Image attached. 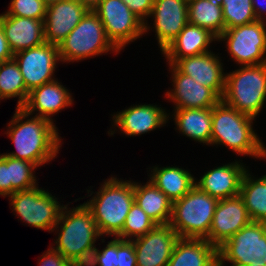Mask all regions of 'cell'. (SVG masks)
Instances as JSON below:
<instances>
[{
  "mask_svg": "<svg viewBox=\"0 0 266 266\" xmlns=\"http://www.w3.org/2000/svg\"><path fill=\"white\" fill-rule=\"evenodd\" d=\"M22 107L16 111L8 124L7 134L15 145L16 152L6 153L15 159L29 161L38 167L50 162L59 153L61 137L52 121L34 116L30 117ZM24 122L23 119H26Z\"/></svg>",
  "mask_w": 266,
  "mask_h": 266,
  "instance_id": "6da1fadb",
  "label": "cell"
},
{
  "mask_svg": "<svg viewBox=\"0 0 266 266\" xmlns=\"http://www.w3.org/2000/svg\"><path fill=\"white\" fill-rule=\"evenodd\" d=\"M67 206L68 204L63 206L53 229V231L60 229L58 238L54 242L56 246L53 248L74 266H86L96 249L95 241L101 234L91 211L84 203L70 210Z\"/></svg>",
  "mask_w": 266,
  "mask_h": 266,
  "instance_id": "7a4b0ae2",
  "label": "cell"
},
{
  "mask_svg": "<svg viewBox=\"0 0 266 266\" xmlns=\"http://www.w3.org/2000/svg\"><path fill=\"white\" fill-rule=\"evenodd\" d=\"M252 120L221 99L212 107L210 145H224L240 156L266 158V147L254 132Z\"/></svg>",
  "mask_w": 266,
  "mask_h": 266,
  "instance_id": "3957f363",
  "label": "cell"
},
{
  "mask_svg": "<svg viewBox=\"0 0 266 266\" xmlns=\"http://www.w3.org/2000/svg\"><path fill=\"white\" fill-rule=\"evenodd\" d=\"M85 206L91 211L101 236L117 237L134 203V182L107 179Z\"/></svg>",
  "mask_w": 266,
  "mask_h": 266,
  "instance_id": "277c9868",
  "label": "cell"
},
{
  "mask_svg": "<svg viewBox=\"0 0 266 266\" xmlns=\"http://www.w3.org/2000/svg\"><path fill=\"white\" fill-rule=\"evenodd\" d=\"M222 100L241 113L257 117L266 100V63L227 73Z\"/></svg>",
  "mask_w": 266,
  "mask_h": 266,
  "instance_id": "5b68a950",
  "label": "cell"
},
{
  "mask_svg": "<svg viewBox=\"0 0 266 266\" xmlns=\"http://www.w3.org/2000/svg\"><path fill=\"white\" fill-rule=\"evenodd\" d=\"M218 201L195 185L181 199L173 202L169 225L179 238L206 239Z\"/></svg>",
  "mask_w": 266,
  "mask_h": 266,
  "instance_id": "8992f818",
  "label": "cell"
},
{
  "mask_svg": "<svg viewBox=\"0 0 266 266\" xmlns=\"http://www.w3.org/2000/svg\"><path fill=\"white\" fill-rule=\"evenodd\" d=\"M61 62H74L99 54L120 51L108 39L105 28L94 11H87L79 24L58 45Z\"/></svg>",
  "mask_w": 266,
  "mask_h": 266,
  "instance_id": "52a82bcc",
  "label": "cell"
},
{
  "mask_svg": "<svg viewBox=\"0 0 266 266\" xmlns=\"http://www.w3.org/2000/svg\"><path fill=\"white\" fill-rule=\"evenodd\" d=\"M266 265V223L251 222L218 248V266Z\"/></svg>",
  "mask_w": 266,
  "mask_h": 266,
  "instance_id": "ba28073f",
  "label": "cell"
},
{
  "mask_svg": "<svg viewBox=\"0 0 266 266\" xmlns=\"http://www.w3.org/2000/svg\"><path fill=\"white\" fill-rule=\"evenodd\" d=\"M13 212L32 227L52 231L58 222L64 205L57 198L39 186L18 191L8 196Z\"/></svg>",
  "mask_w": 266,
  "mask_h": 266,
  "instance_id": "9c48e42d",
  "label": "cell"
},
{
  "mask_svg": "<svg viewBox=\"0 0 266 266\" xmlns=\"http://www.w3.org/2000/svg\"><path fill=\"white\" fill-rule=\"evenodd\" d=\"M266 22L254 21L249 24L225 29L218 41H226L227 50L233 61L241 66L266 63Z\"/></svg>",
  "mask_w": 266,
  "mask_h": 266,
  "instance_id": "30bf717a",
  "label": "cell"
},
{
  "mask_svg": "<svg viewBox=\"0 0 266 266\" xmlns=\"http://www.w3.org/2000/svg\"><path fill=\"white\" fill-rule=\"evenodd\" d=\"M93 11L119 51L144 34V22L121 0H101Z\"/></svg>",
  "mask_w": 266,
  "mask_h": 266,
  "instance_id": "8fae6325",
  "label": "cell"
},
{
  "mask_svg": "<svg viewBox=\"0 0 266 266\" xmlns=\"http://www.w3.org/2000/svg\"><path fill=\"white\" fill-rule=\"evenodd\" d=\"M28 92L55 80L56 64L60 61L58 45L43 43L13 55Z\"/></svg>",
  "mask_w": 266,
  "mask_h": 266,
  "instance_id": "7c38bea8",
  "label": "cell"
},
{
  "mask_svg": "<svg viewBox=\"0 0 266 266\" xmlns=\"http://www.w3.org/2000/svg\"><path fill=\"white\" fill-rule=\"evenodd\" d=\"M252 222L240 195L219 200L206 238L217 249Z\"/></svg>",
  "mask_w": 266,
  "mask_h": 266,
  "instance_id": "4fadbf2b",
  "label": "cell"
},
{
  "mask_svg": "<svg viewBox=\"0 0 266 266\" xmlns=\"http://www.w3.org/2000/svg\"><path fill=\"white\" fill-rule=\"evenodd\" d=\"M178 234L169 225H157L133 241L137 266H167Z\"/></svg>",
  "mask_w": 266,
  "mask_h": 266,
  "instance_id": "5bb4252c",
  "label": "cell"
},
{
  "mask_svg": "<svg viewBox=\"0 0 266 266\" xmlns=\"http://www.w3.org/2000/svg\"><path fill=\"white\" fill-rule=\"evenodd\" d=\"M151 16L154 19L155 36L163 52L188 24V2L154 0Z\"/></svg>",
  "mask_w": 266,
  "mask_h": 266,
  "instance_id": "9a60e30c",
  "label": "cell"
},
{
  "mask_svg": "<svg viewBox=\"0 0 266 266\" xmlns=\"http://www.w3.org/2000/svg\"><path fill=\"white\" fill-rule=\"evenodd\" d=\"M169 67L174 88L166 92V97L175 104V109L212 108L221 100L211 88L181 73L173 64Z\"/></svg>",
  "mask_w": 266,
  "mask_h": 266,
  "instance_id": "2e32d148",
  "label": "cell"
},
{
  "mask_svg": "<svg viewBox=\"0 0 266 266\" xmlns=\"http://www.w3.org/2000/svg\"><path fill=\"white\" fill-rule=\"evenodd\" d=\"M220 57L209 51L197 56L178 59L173 65L197 83L211 88L221 99L225 92L226 73Z\"/></svg>",
  "mask_w": 266,
  "mask_h": 266,
  "instance_id": "e0dca14e",
  "label": "cell"
},
{
  "mask_svg": "<svg viewBox=\"0 0 266 266\" xmlns=\"http://www.w3.org/2000/svg\"><path fill=\"white\" fill-rule=\"evenodd\" d=\"M87 11L76 0H62L49 5L44 20L45 42L59 45L79 24Z\"/></svg>",
  "mask_w": 266,
  "mask_h": 266,
  "instance_id": "ac0fdd59",
  "label": "cell"
},
{
  "mask_svg": "<svg viewBox=\"0 0 266 266\" xmlns=\"http://www.w3.org/2000/svg\"><path fill=\"white\" fill-rule=\"evenodd\" d=\"M112 116L114 126L127 136H136L153 131L164 126L170 118L165 109L153 104L131 106Z\"/></svg>",
  "mask_w": 266,
  "mask_h": 266,
  "instance_id": "d6986e66",
  "label": "cell"
},
{
  "mask_svg": "<svg viewBox=\"0 0 266 266\" xmlns=\"http://www.w3.org/2000/svg\"><path fill=\"white\" fill-rule=\"evenodd\" d=\"M238 161L207 171L195 185L218 200L240 194V186L246 168Z\"/></svg>",
  "mask_w": 266,
  "mask_h": 266,
  "instance_id": "ffe728a7",
  "label": "cell"
},
{
  "mask_svg": "<svg viewBox=\"0 0 266 266\" xmlns=\"http://www.w3.org/2000/svg\"><path fill=\"white\" fill-rule=\"evenodd\" d=\"M0 23L13 54L45 43L44 21L2 13Z\"/></svg>",
  "mask_w": 266,
  "mask_h": 266,
  "instance_id": "44dd1931",
  "label": "cell"
},
{
  "mask_svg": "<svg viewBox=\"0 0 266 266\" xmlns=\"http://www.w3.org/2000/svg\"><path fill=\"white\" fill-rule=\"evenodd\" d=\"M71 95L68 89L55 79L30 91L22 108L30 115L38 111L35 116L48 119L54 123L50 117L73 103Z\"/></svg>",
  "mask_w": 266,
  "mask_h": 266,
  "instance_id": "7402d4cb",
  "label": "cell"
},
{
  "mask_svg": "<svg viewBox=\"0 0 266 266\" xmlns=\"http://www.w3.org/2000/svg\"><path fill=\"white\" fill-rule=\"evenodd\" d=\"M212 41H218V38L209 30L188 23L162 54L169 64H174L178 59L211 51Z\"/></svg>",
  "mask_w": 266,
  "mask_h": 266,
  "instance_id": "603a6c76",
  "label": "cell"
},
{
  "mask_svg": "<svg viewBox=\"0 0 266 266\" xmlns=\"http://www.w3.org/2000/svg\"><path fill=\"white\" fill-rule=\"evenodd\" d=\"M167 266H218V249L206 239L179 238Z\"/></svg>",
  "mask_w": 266,
  "mask_h": 266,
  "instance_id": "cb8c5ba5",
  "label": "cell"
},
{
  "mask_svg": "<svg viewBox=\"0 0 266 266\" xmlns=\"http://www.w3.org/2000/svg\"><path fill=\"white\" fill-rule=\"evenodd\" d=\"M134 202L157 225H167L170 223L173 202L150 180L145 185L134 182Z\"/></svg>",
  "mask_w": 266,
  "mask_h": 266,
  "instance_id": "d4e9b609",
  "label": "cell"
},
{
  "mask_svg": "<svg viewBox=\"0 0 266 266\" xmlns=\"http://www.w3.org/2000/svg\"><path fill=\"white\" fill-rule=\"evenodd\" d=\"M173 115L179 133L210 145L212 108L174 109Z\"/></svg>",
  "mask_w": 266,
  "mask_h": 266,
  "instance_id": "484cf974",
  "label": "cell"
},
{
  "mask_svg": "<svg viewBox=\"0 0 266 266\" xmlns=\"http://www.w3.org/2000/svg\"><path fill=\"white\" fill-rule=\"evenodd\" d=\"M153 170V171H152ZM149 180L172 202L181 199L194 186L195 178L188 170L179 167H153Z\"/></svg>",
  "mask_w": 266,
  "mask_h": 266,
  "instance_id": "4316f807",
  "label": "cell"
},
{
  "mask_svg": "<svg viewBox=\"0 0 266 266\" xmlns=\"http://www.w3.org/2000/svg\"><path fill=\"white\" fill-rule=\"evenodd\" d=\"M248 171L243 175L239 195L252 222L266 223V175L255 180Z\"/></svg>",
  "mask_w": 266,
  "mask_h": 266,
  "instance_id": "83f0119b",
  "label": "cell"
},
{
  "mask_svg": "<svg viewBox=\"0 0 266 266\" xmlns=\"http://www.w3.org/2000/svg\"><path fill=\"white\" fill-rule=\"evenodd\" d=\"M188 23L209 30L217 38L225 31L222 7L208 0L188 2Z\"/></svg>",
  "mask_w": 266,
  "mask_h": 266,
  "instance_id": "f1b7e54d",
  "label": "cell"
},
{
  "mask_svg": "<svg viewBox=\"0 0 266 266\" xmlns=\"http://www.w3.org/2000/svg\"><path fill=\"white\" fill-rule=\"evenodd\" d=\"M20 68L14 58L0 63V99L18 97L17 107H22L28 97Z\"/></svg>",
  "mask_w": 266,
  "mask_h": 266,
  "instance_id": "f546056e",
  "label": "cell"
},
{
  "mask_svg": "<svg viewBox=\"0 0 266 266\" xmlns=\"http://www.w3.org/2000/svg\"><path fill=\"white\" fill-rule=\"evenodd\" d=\"M38 166L29 161L15 159L8 156V175L11 182V195L18 191L29 190L36 187L37 180L34 169Z\"/></svg>",
  "mask_w": 266,
  "mask_h": 266,
  "instance_id": "4dcf8cb0",
  "label": "cell"
},
{
  "mask_svg": "<svg viewBox=\"0 0 266 266\" xmlns=\"http://www.w3.org/2000/svg\"><path fill=\"white\" fill-rule=\"evenodd\" d=\"M156 226L157 224L154 220L149 217L136 202H134L127 214L122 231L117 238L132 241L136 238L142 237Z\"/></svg>",
  "mask_w": 266,
  "mask_h": 266,
  "instance_id": "1f68e13d",
  "label": "cell"
},
{
  "mask_svg": "<svg viewBox=\"0 0 266 266\" xmlns=\"http://www.w3.org/2000/svg\"><path fill=\"white\" fill-rule=\"evenodd\" d=\"M225 29L256 21L252 0H221Z\"/></svg>",
  "mask_w": 266,
  "mask_h": 266,
  "instance_id": "d6a6232c",
  "label": "cell"
},
{
  "mask_svg": "<svg viewBox=\"0 0 266 266\" xmlns=\"http://www.w3.org/2000/svg\"><path fill=\"white\" fill-rule=\"evenodd\" d=\"M9 6L5 12L9 16L45 20L47 6L42 0H11Z\"/></svg>",
  "mask_w": 266,
  "mask_h": 266,
  "instance_id": "836d02e7",
  "label": "cell"
},
{
  "mask_svg": "<svg viewBox=\"0 0 266 266\" xmlns=\"http://www.w3.org/2000/svg\"><path fill=\"white\" fill-rule=\"evenodd\" d=\"M118 266L117 257V237L113 238L106 247L99 251L97 248L93 251L91 259L86 266Z\"/></svg>",
  "mask_w": 266,
  "mask_h": 266,
  "instance_id": "e575fe53",
  "label": "cell"
},
{
  "mask_svg": "<svg viewBox=\"0 0 266 266\" xmlns=\"http://www.w3.org/2000/svg\"><path fill=\"white\" fill-rule=\"evenodd\" d=\"M118 266H137L133 241L117 238Z\"/></svg>",
  "mask_w": 266,
  "mask_h": 266,
  "instance_id": "d590c367",
  "label": "cell"
},
{
  "mask_svg": "<svg viewBox=\"0 0 266 266\" xmlns=\"http://www.w3.org/2000/svg\"><path fill=\"white\" fill-rule=\"evenodd\" d=\"M123 1L130 10L138 16L144 22V33L150 30V26H148L147 17H150L154 0H121Z\"/></svg>",
  "mask_w": 266,
  "mask_h": 266,
  "instance_id": "8d00e7d4",
  "label": "cell"
},
{
  "mask_svg": "<svg viewBox=\"0 0 266 266\" xmlns=\"http://www.w3.org/2000/svg\"><path fill=\"white\" fill-rule=\"evenodd\" d=\"M39 264V266H74L53 247L49 248L45 253L42 254Z\"/></svg>",
  "mask_w": 266,
  "mask_h": 266,
  "instance_id": "74e56055",
  "label": "cell"
},
{
  "mask_svg": "<svg viewBox=\"0 0 266 266\" xmlns=\"http://www.w3.org/2000/svg\"><path fill=\"white\" fill-rule=\"evenodd\" d=\"M0 195L8 197L11 195V182L8 175V155H0Z\"/></svg>",
  "mask_w": 266,
  "mask_h": 266,
  "instance_id": "f35d334b",
  "label": "cell"
},
{
  "mask_svg": "<svg viewBox=\"0 0 266 266\" xmlns=\"http://www.w3.org/2000/svg\"><path fill=\"white\" fill-rule=\"evenodd\" d=\"M13 55L0 23V63L12 59Z\"/></svg>",
  "mask_w": 266,
  "mask_h": 266,
  "instance_id": "ab89813d",
  "label": "cell"
},
{
  "mask_svg": "<svg viewBox=\"0 0 266 266\" xmlns=\"http://www.w3.org/2000/svg\"><path fill=\"white\" fill-rule=\"evenodd\" d=\"M252 5L256 20L264 22L265 18L263 17V14L265 13L266 15V0H252Z\"/></svg>",
  "mask_w": 266,
  "mask_h": 266,
  "instance_id": "60d3db41",
  "label": "cell"
},
{
  "mask_svg": "<svg viewBox=\"0 0 266 266\" xmlns=\"http://www.w3.org/2000/svg\"><path fill=\"white\" fill-rule=\"evenodd\" d=\"M78 3L82 4L87 10L93 11L101 2V0H76Z\"/></svg>",
  "mask_w": 266,
  "mask_h": 266,
  "instance_id": "b9f144b4",
  "label": "cell"
},
{
  "mask_svg": "<svg viewBox=\"0 0 266 266\" xmlns=\"http://www.w3.org/2000/svg\"><path fill=\"white\" fill-rule=\"evenodd\" d=\"M44 4L48 7L49 5L55 4L56 2L62 1V0H42Z\"/></svg>",
  "mask_w": 266,
  "mask_h": 266,
  "instance_id": "7bdbcfd3",
  "label": "cell"
},
{
  "mask_svg": "<svg viewBox=\"0 0 266 266\" xmlns=\"http://www.w3.org/2000/svg\"><path fill=\"white\" fill-rule=\"evenodd\" d=\"M208 1H210L215 6H221V0H208Z\"/></svg>",
  "mask_w": 266,
  "mask_h": 266,
  "instance_id": "ee69618b",
  "label": "cell"
},
{
  "mask_svg": "<svg viewBox=\"0 0 266 266\" xmlns=\"http://www.w3.org/2000/svg\"><path fill=\"white\" fill-rule=\"evenodd\" d=\"M247 266H261V265H253V264H249ZM266 266V265H265Z\"/></svg>",
  "mask_w": 266,
  "mask_h": 266,
  "instance_id": "f6af8a7d",
  "label": "cell"
}]
</instances>
